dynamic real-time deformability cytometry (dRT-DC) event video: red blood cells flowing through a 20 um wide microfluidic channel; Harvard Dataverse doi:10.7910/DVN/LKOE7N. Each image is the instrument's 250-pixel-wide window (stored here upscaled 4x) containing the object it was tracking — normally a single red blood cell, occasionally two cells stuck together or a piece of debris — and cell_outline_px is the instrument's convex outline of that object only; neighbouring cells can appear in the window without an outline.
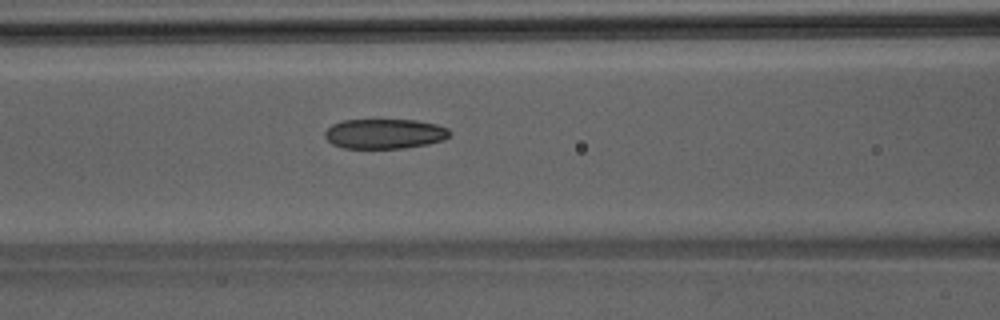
{"species": "Egyptian fruit bat (a non-hibernating species)", "species_latin": "Rousettus aegyptiacus", "temperature_condition": "room temperature", "stored_images_in_passage": 39, "camera_frame_rate_fps": 3000, "um_per_image_px": 0.085, "animal": {"sex": "male"}, "frame": {"image": 1, "passage_image": 11, "time_ms": 3.333, "image_size_px": [1000, 320], "cell_outline_px": [[452, 132], [444, 140], [428, 144], [404, 148], [344, 148], [332, 144], [324, 136], [324, 132], [332, 124], [344, 120], [416, 120], [436, 124], [448, 128]], "centroid_in_image_um": [32.7, 11.37], "position_along_channel_um": 133.9, "area_um2": 21.79}}
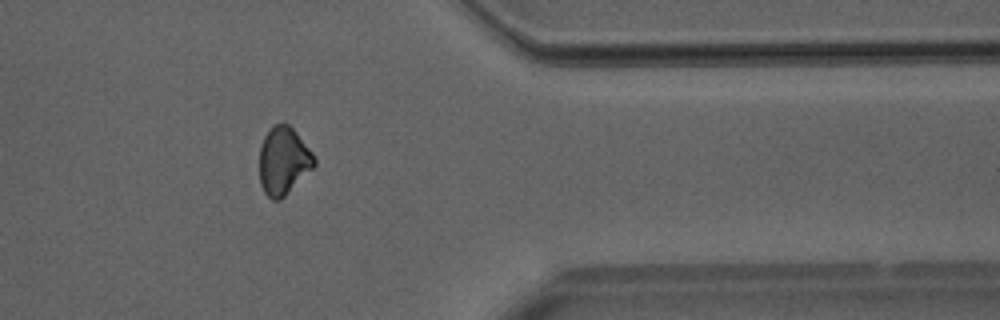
{"frame": {"image": 2, "passage_image": 30, "time_ms": 9.667, "image_size_px": [1000, 320], "cell_outline_px": [[316, 164], [280, 200], [272, 200], [264, 192], [260, 184], [260, 148], [264, 136], [272, 124], [288, 124], [292, 128], [316, 156]], "centroid_in_image_um": [24.09, 13.66], "position_along_channel_um": 387.3, "area_um2": 21.44}}
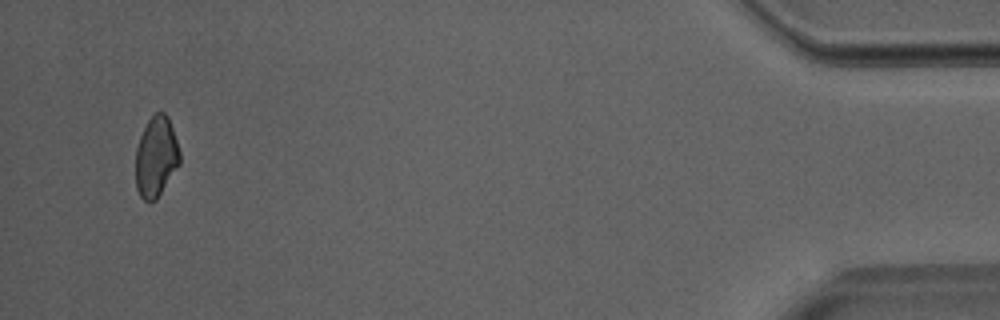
{"frame": {"image": 3, "passage_image": 37, "time_ms": 12.0, "image_size_px": [1000, 320], "cell_outline_px": [[180, 164], [156, 200], [148, 204], [140, 196], [136, 188], [136, 148], [140, 136], [148, 120], [156, 112], [164, 112], [168, 116], [180, 152]], "centroid_in_image_um": [13.26, 13.36], "position_along_channel_um": 421.9, "area_um2": 20.75}}